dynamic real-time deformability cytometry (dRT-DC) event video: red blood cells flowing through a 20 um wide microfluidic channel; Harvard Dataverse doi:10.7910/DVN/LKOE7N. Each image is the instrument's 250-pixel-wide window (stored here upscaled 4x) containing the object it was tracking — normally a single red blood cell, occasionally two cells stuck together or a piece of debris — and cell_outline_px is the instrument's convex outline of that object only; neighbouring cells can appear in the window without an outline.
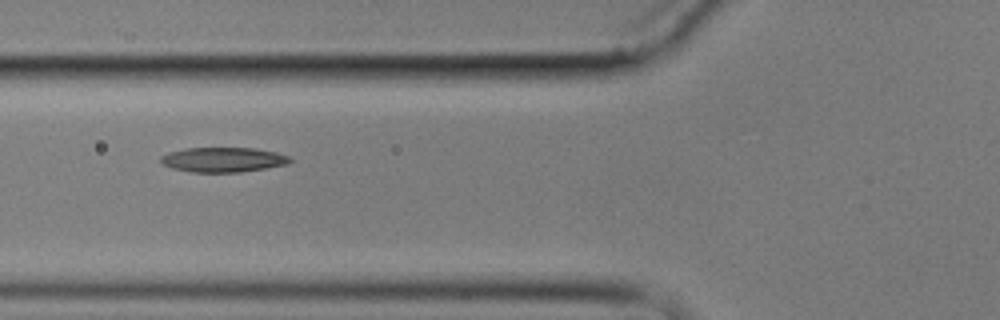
{"species": "common noctule bat (a hibernating species)", "species_latin": "Nyctalus noctula", "temperature_condition": "cold", "stored_images_in_passage": 16, "camera_frame_rate_fps": 3000, "um_per_image_px": 0.085, "animal": {"sex": "male", "body_mass_g": 17.9}, "frame": {"image": 1, "passage_image": 7, "time_ms": 8.0, "image_size_px": [1000, 320], "cell_outline_px": [[292, 160], [288, 164], [240, 172], [192, 172], [172, 168], [164, 164], [160, 160], [160, 156], [168, 152], [184, 148], [256, 148], [276, 152], [288, 156]], "centroid_in_image_um": [18.95, 13.56], "position_along_channel_um": 106.8, "area_um2": 18.61}}
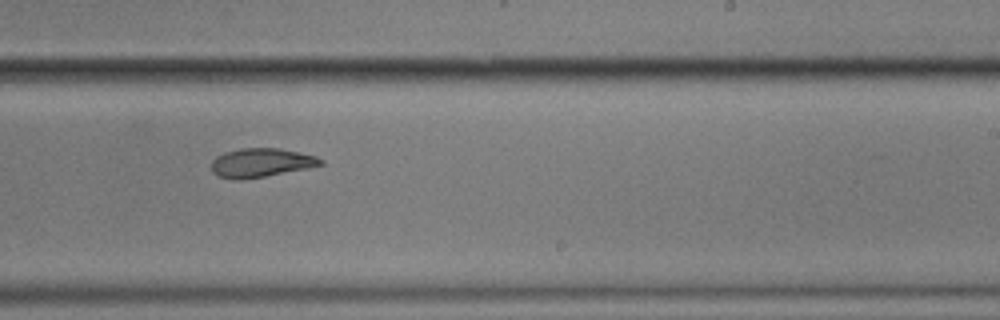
{"frame": {"image": 2, "passage_image": 11, "time_ms": 12.667, "image_size_px": [1000, 320], "cell_outline_px": [[324, 164], [308, 168], [264, 176], [240, 180], [232, 180], [220, 176], [212, 172], [212, 160], [216, 156], [224, 152], [240, 148], [280, 148], [316, 156], [324, 160]], "centroid_in_image_um": [22.18, 13.82], "position_along_channel_um": 266.8, "area_um2": 18.38}}
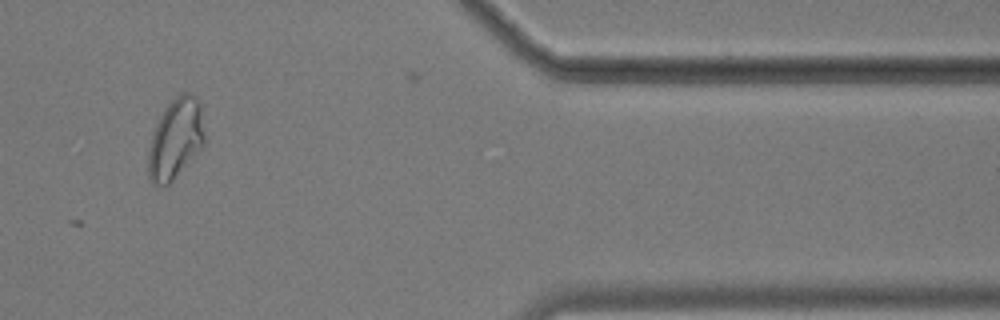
{"frame": {"image": 3, "passage_image": 15, "time_ms": 17.333, "image_size_px": [1000, 320], "cell_outline_px": [[204, 144], [172, 180], [168, 184], [152, 184], [148, 176], [148, 148], [156, 124], [160, 116], [168, 104], [176, 96], [184, 92], [188, 92], [200, 104], [204, 132]], "centroid_in_image_um": [14.9, 11.8], "position_along_channel_um": 396.5, "area_um2": 25.72}}